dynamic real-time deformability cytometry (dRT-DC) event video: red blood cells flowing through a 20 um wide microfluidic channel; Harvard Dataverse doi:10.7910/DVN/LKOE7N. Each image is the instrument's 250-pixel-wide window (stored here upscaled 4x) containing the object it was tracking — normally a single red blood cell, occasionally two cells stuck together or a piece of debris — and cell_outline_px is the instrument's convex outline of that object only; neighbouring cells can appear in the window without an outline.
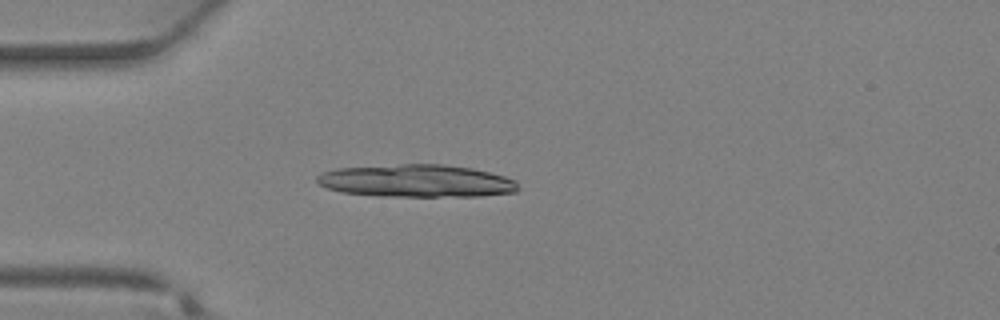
{"species": "Egyptian fruit bat (a non-hibernating species)", "species_latin": "Rousettus aegyptiacus", "temperature_condition": "warm", "stored_images_in_passage": 14, "camera_frame_rate_fps": 3000, "um_per_image_px": 0.085, "animal": {"sex": "female"}, "frame": {"image": 1, "passage_image": 4, "time_ms": 1.0, "image_size_px": [1000, 320], "cell_outline_px": [[520, 188], [516, 192], [480, 196], [380, 196], [340, 192], [328, 188], [320, 184], [316, 180], [316, 176], [324, 172], [336, 168], [400, 164], [444, 164], [472, 168], [504, 176], [516, 180]], "centroid_in_image_um": [35.42, 15.37], "position_along_channel_um": 49.6, "area_um2": 38.32}}